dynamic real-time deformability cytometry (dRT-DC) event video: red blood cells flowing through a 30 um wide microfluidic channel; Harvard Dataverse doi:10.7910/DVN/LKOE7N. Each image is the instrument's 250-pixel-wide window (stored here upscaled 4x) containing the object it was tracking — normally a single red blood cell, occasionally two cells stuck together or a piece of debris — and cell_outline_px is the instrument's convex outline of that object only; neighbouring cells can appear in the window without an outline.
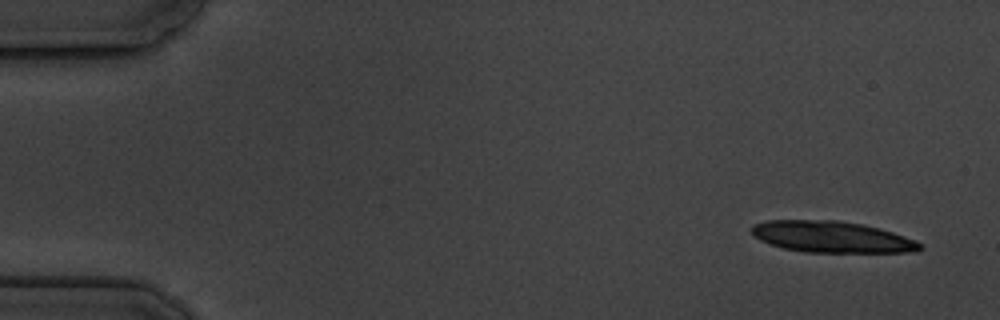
{"species": "common noctule bat (a hibernating species)", "species_latin": "Nyctalus noctula", "temperature_condition": "cold", "stored_images_in_passage": 4, "camera_frame_rate_fps": 3000, "um_per_image_px": 0.085, "animal": {"sex": "male", "body_mass_g": 19.5, "forearm_length_mm": 54.6}, "frame": {"image": 1, "passage_image": 1, "time_ms": 0.0, "image_size_px": [1000, 320], "cell_outline_px": [[920, 248], [916, 252], [804, 252], [784, 248], [760, 240], [752, 236], [752, 224], [768, 220], [836, 220], [864, 224], [880, 228], [916, 240], [920, 244]], "centroid_in_image_um": [70.68, 20.13], "position_along_channel_um": 14.3, "area_um2": 30.69}}